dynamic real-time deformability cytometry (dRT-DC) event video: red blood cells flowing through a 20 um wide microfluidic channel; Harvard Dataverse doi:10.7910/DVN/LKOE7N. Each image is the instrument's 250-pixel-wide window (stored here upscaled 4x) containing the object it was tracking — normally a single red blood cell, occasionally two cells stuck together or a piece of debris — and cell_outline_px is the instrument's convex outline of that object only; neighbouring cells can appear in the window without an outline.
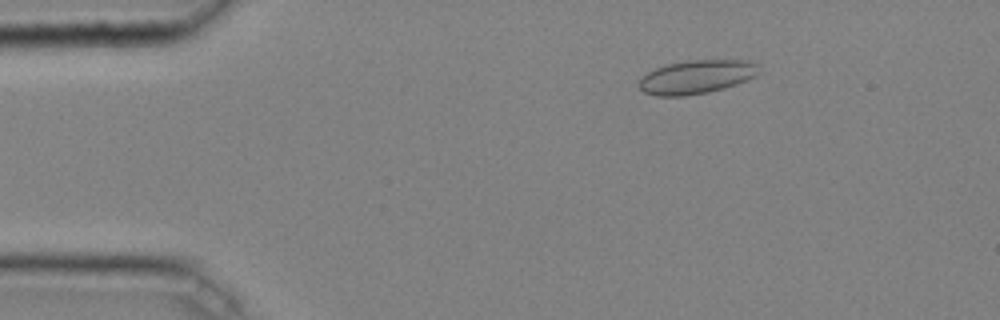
{"species": "common noctule bat (a hibernating species)", "species_latin": "Nyctalus noctula", "temperature_condition": "cold", "stored_images_in_passage": 43, "camera_frame_rate_fps": 3000, "um_per_image_px": 0.085, "animal": {"sex": "male", "body_mass_g": 20.4}, "frame": {"image": 1, "passage_image": 8, "time_ms": 2.333, "image_size_px": [1000, 320], "cell_outline_px": [[760, 72], [756, 76], [748, 80], [724, 88], [708, 92], [684, 96], [656, 96], [644, 92], [636, 84], [648, 72], [656, 68], [668, 64], [688, 60], [748, 60], [756, 64]], "centroid_in_image_um": [59.21, 6.54], "position_along_channel_um": 25.8, "area_um2": 23.52}}
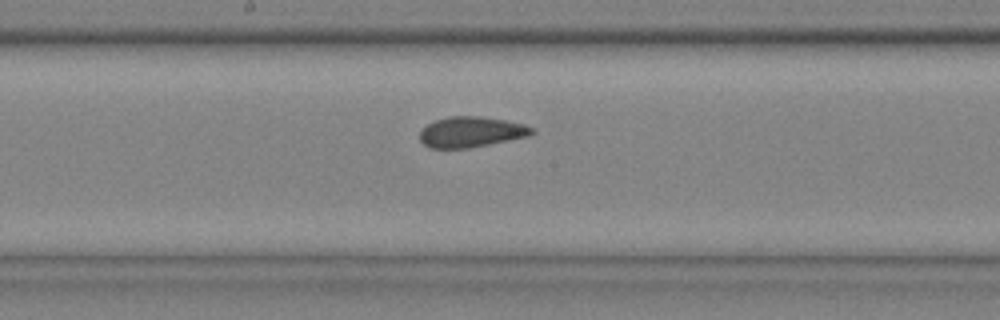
{"frame": {"image": 2, "passage_image": 26, "time_ms": 8.333, "image_size_px": [1000, 320], "cell_outline_px": [[536, 132], [528, 136], [468, 148], [428, 148], [420, 140], [420, 132], [428, 124], [436, 120], [448, 116], [480, 116], [504, 120], [524, 124], [532, 128]], "centroid_in_image_um": [40.03, 11.21], "position_along_channel_um": 208.2, "area_um2": 19.77}}
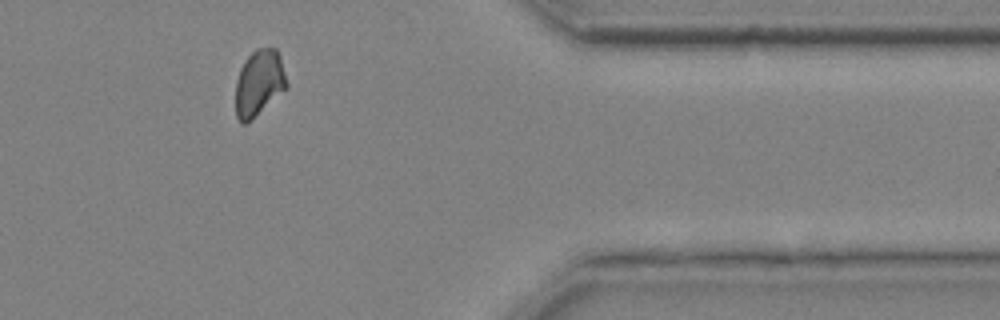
{"frame": {"image": 3, "passage_image": 41, "time_ms": 13.333, "image_size_px": [1000, 320], "cell_outline_px": [[288, 88], [252, 120], [244, 124], [240, 124], [236, 116], [236, 80], [240, 68], [244, 60], [256, 48], [276, 48], [280, 56], [288, 84]], "centroid_in_image_um": [22.02, 7.07], "position_along_channel_um": 389.4, "area_um2": 20.0}, "authors_computed_cell_mechanics": {"area_um2": 20.5768, "velocity_mm_per_s": 4.046, "shape_relaxation_time_tau1_ms": null, "shape_relaxation_time_tau2_ms": 0.8307, "deformation_change_tau1": null, "deformation_change_tau2": 0.0524}}